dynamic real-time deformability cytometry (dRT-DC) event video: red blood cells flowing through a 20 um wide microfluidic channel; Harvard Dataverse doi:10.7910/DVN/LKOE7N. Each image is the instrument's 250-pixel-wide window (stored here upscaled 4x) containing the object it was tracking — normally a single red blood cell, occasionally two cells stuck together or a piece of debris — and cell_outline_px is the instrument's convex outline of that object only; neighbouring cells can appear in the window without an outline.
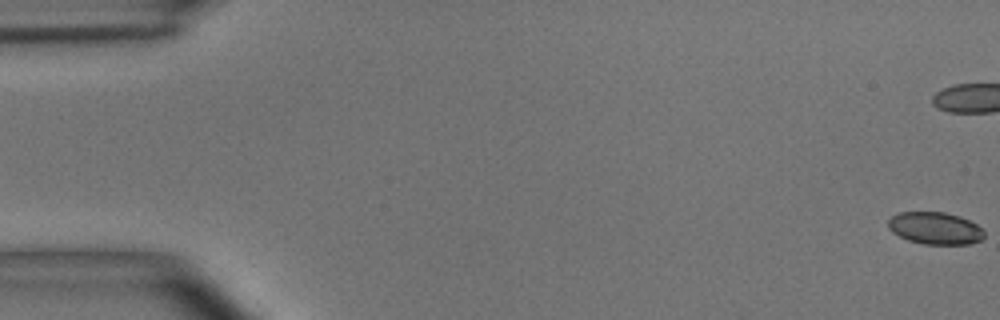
{"species": "common noctule bat (a hibernating species)", "species_latin": "Nyctalus noctula", "temperature_condition": "room temperature", "stored_images_in_passage": 8, "camera_frame_rate_fps": 3000, "um_per_image_px": 0.085, "animal": {"sex": "male", "body_mass_g": 15.6}, "frame": {"image": 1, "passage_image": 1, "time_ms": 0.0, "image_size_px": [1000, 320], "cell_outline_px": [[984, 236], [980, 240], [968, 244], [924, 244], [908, 240], [892, 232], [888, 228], [888, 220], [892, 216], [900, 212], [944, 212], [960, 216], [976, 224], [984, 232]], "centroid_in_image_um": [79.47, 19.39], "position_along_channel_um": 5.5, "area_um2": 17.92}}